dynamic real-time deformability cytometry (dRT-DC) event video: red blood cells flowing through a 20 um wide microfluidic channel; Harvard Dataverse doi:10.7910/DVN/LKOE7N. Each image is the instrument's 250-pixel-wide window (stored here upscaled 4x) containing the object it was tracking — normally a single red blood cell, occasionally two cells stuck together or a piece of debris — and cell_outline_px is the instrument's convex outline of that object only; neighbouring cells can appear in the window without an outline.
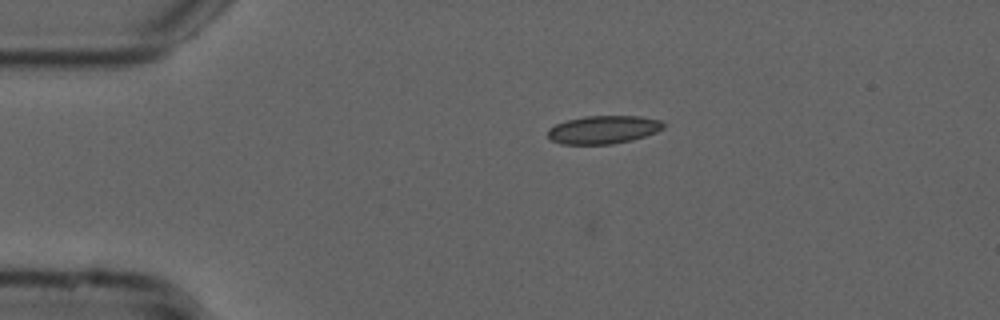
{"species": "common noctule bat (a hibernating species)", "species_latin": "Nyctalus noctula", "temperature_condition": "cold", "stored_images_in_passage": 10, "camera_frame_rate_fps": 3000, "um_per_image_px": 0.085, "animal": {"sex": "male", "forearm_length_mm": 52.5}, "frame": {"image": 1, "passage_image": 3, "time_ms": 0.667, "image_size_px": [1000, 320], "cell_outline_px": [[664, 128], [656, 132], [632, 140], [612, 144], [560, 144], [552, 140], [548, 136], [548, 128], [556, 124], [568, 120], [584, 116], [640, 116], [660, 120], [664, 124]], "centroid_in_image_um": [51.28, 11.02], "position_along_channel_um": 33.7, "area_um2": 18.9}}
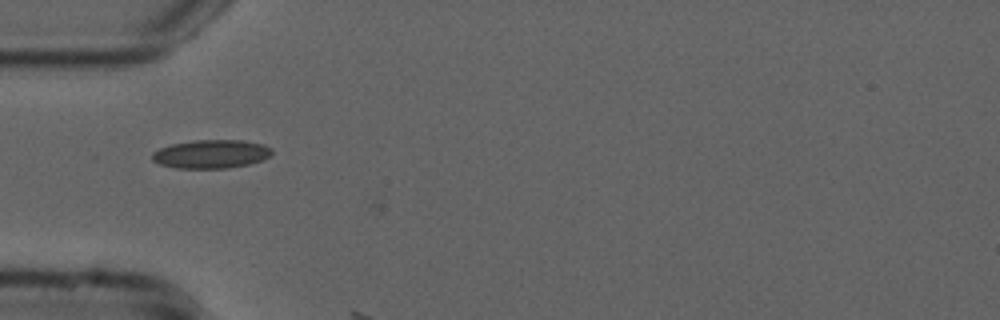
{"frame": {"image": 2, "passage_image": 9, "time_ms": 2.667, "image_size_px": [1000, 320], "cell_outline_px": [[272, 152], [268, 156], [260, 160], [248, 164], [228, 168], [176, 168], [160, 164], [152, 160], [152, 152], [160, 148], [172, 144], [192, 140], [244, 140], [264, 144], [272, 148]], "centroid_in_image_um": [17.93, 13.08], "position_along_channel_um": 67.1, "area_um2": 19.88}}